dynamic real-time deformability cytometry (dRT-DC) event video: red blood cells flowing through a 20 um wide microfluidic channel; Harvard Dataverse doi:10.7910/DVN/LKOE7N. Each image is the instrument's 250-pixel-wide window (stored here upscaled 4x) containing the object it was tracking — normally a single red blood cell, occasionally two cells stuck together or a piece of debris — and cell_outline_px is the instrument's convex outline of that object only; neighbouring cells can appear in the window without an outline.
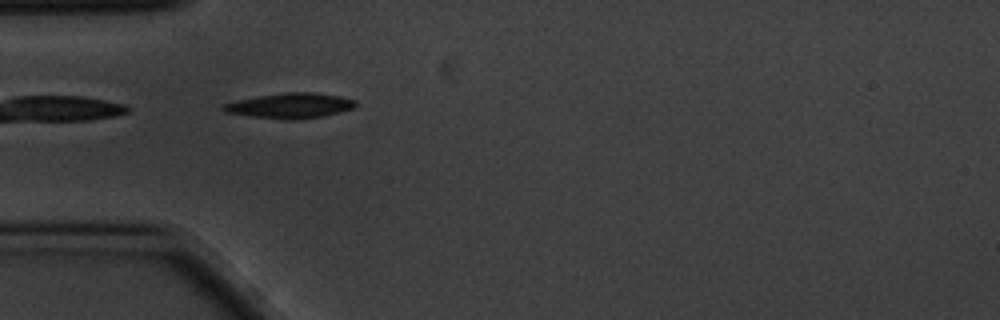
{"species": "common noctule bat (a hibernating species)", "species_latin": "Nyctalus noctula", "temperature_condition": "cold", "stored_images_in_passage": 2, "camera_frame_rate_fps": 3000, "um_per_image_px": 0.085, "animal": {"sex": "male", "body_mass_g": 20.1, "forearm_length_mm": 53.5}, "frame": {"image": 1, "passage_image": 1, "time_ms": 0.0, "image_size_px": [1000, 320], "cell_outline_px": [[356, 104], [352, 108], [320, 116], [292, 120], [284, 120], [248, 116], [224, 112], [220, 108], [220, 104], [236, 100], [284, 92], [312, 92], [340, 96], [356, 100]], "centroid_in_image_um": [24.57, 8.98], "position_along_channel_um": 60.4, "area_um2": 19.36}}